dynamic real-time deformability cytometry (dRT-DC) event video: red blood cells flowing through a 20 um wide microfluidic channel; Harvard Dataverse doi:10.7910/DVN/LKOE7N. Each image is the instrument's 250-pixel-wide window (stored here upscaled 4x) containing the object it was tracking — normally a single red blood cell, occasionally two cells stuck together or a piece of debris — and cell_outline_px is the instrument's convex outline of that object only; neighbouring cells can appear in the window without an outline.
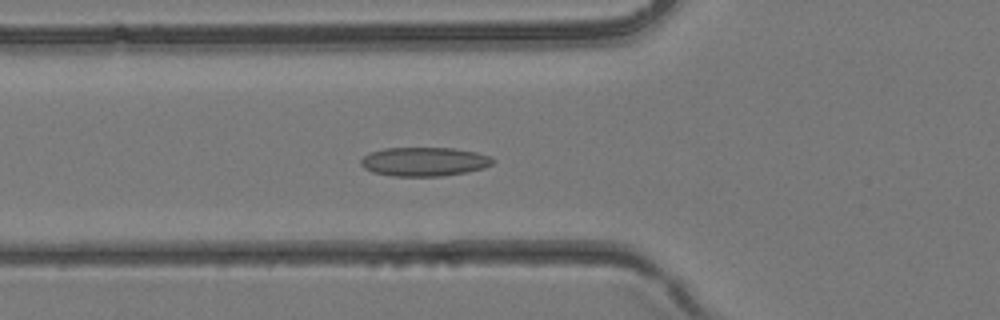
{"species": "common noctule bat (a hibernating species)", "species_latin": "Nyctalus noctula", "temperature_condition": "room temperature", "stored_images_in_passage": 40, "camera_frame_rate_fps": 3000, "um_per_image_px": 0.085, "animal": {"sex": "female", "body_mass_g": 24.6, "forearm_length_mm": 56.2}, "frame": {"image": 1, "passage_image": 15, "time_ms": 4.667, "image_size_px": [1000, 320], "cell_outline_px": [[496, 160], [492, 164], [484, 168], [468, 172], [440, 176], [392, 176], [372, 172], [364, 168], [360, 164], [360, 160], [368, 152], [384, 148], [452, 148], [476, 152], [488, 156]], "centroid_in_image_um": [36.04, 13.74], "position_along_channel_um": 89.8, "area_um2": 22.37}}
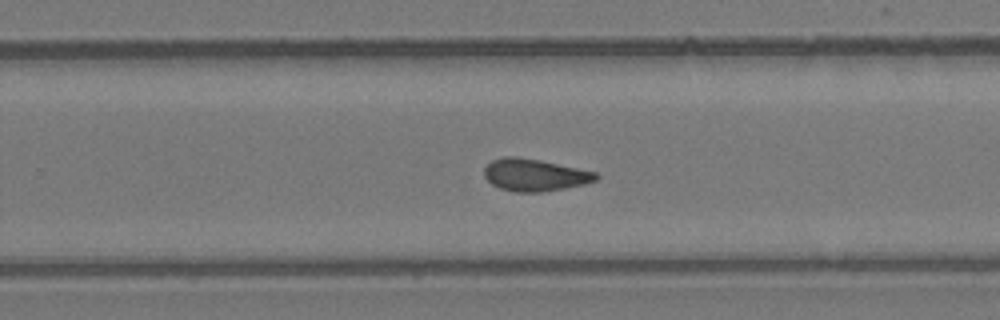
{"frame": {"image": 2, "passage_image": 26, "time_ms": 8.333, "image_size_px": [1000, 320], "cell_outline_px": [[600, 176], [596, 180], [584, 184], [544, 192], [516, 192], [500, 188], [492, 184], [484, 176], [484, 168], [492, 160], [504, 156], [516, 156], [540, 160], [596, 172]], "centroid_in_image_um": [45.44, 14.87], "position_along_channel_um": 284.4, "area_um2": 20.92}}
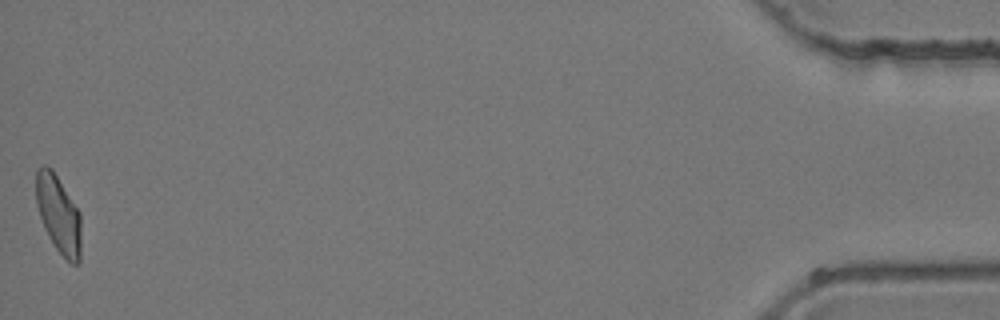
{"frame": {"image": 3, "passage_image": 40, "time_ms": 13.0, "image_size_px": [1000, 320], "cell_outline_px": [[80, 264], [72, 264], [56, 248], [48, 236], [44, 228], [36, 204], [36, 168], [44, 164], [52, 168], [80, 212]], "centroid_in_image_um": [4.96, 18.18], "position_along_channel_um": 430.2, "area_um2": 20.4}}